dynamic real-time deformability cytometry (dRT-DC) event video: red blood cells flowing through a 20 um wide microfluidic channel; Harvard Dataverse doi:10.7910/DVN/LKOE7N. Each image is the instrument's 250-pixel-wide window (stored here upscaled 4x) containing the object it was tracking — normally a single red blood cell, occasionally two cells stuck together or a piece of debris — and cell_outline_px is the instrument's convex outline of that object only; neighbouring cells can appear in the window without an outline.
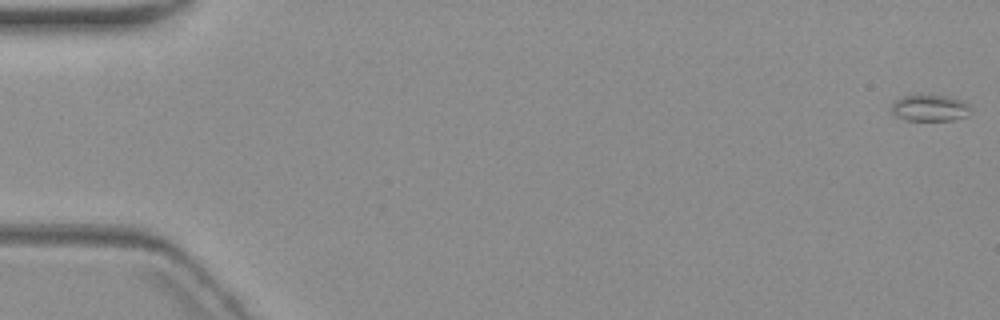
{"species": "common noctule bat (a hibernating species)", "species_latin": "Nyctalus noctula", "temperature_condition": "warm", "stored_images_in_passage": 8, "camera_frame_rate_fps": 3000, "um_per_image_px": 0.085, "animal": {"sex": "female", "body_mass_g": 19.3, "forearm_length_mm": 54.1}, "frame": {"image": 1, "passage_image": 1, "time_ms": 0.0, "image_size_px": [1000, 320], "cell_outline_px": [[972, 112], [968, 116], [952, 120], [904, 120], [892, 116], [892, 104], [896, 100], [904, 96], [916, 92], [944, 96], [960, 100], [968, 104], [972, 108]], "centroid_in_image_um": [79.01, 9.16], "position_along_channel_um": 6.0, "area_um2": 12.72}}
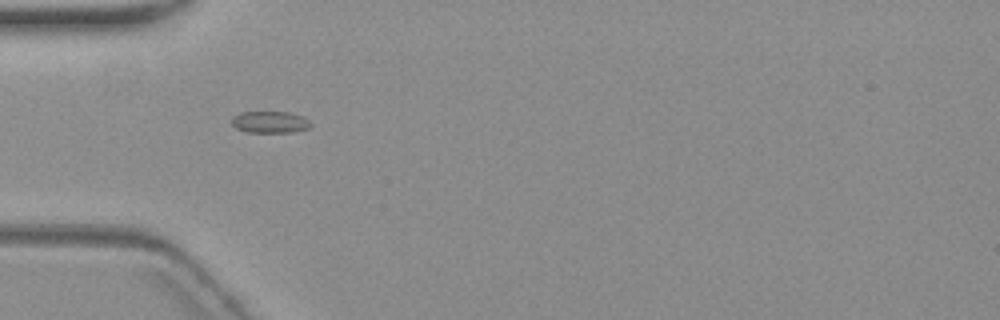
{"frame": {"image": 2, "passage_image": 6, "time_ms": 6.0, "image_size_px": [1000, 320], "cell_outline_px": [[312, 124], [308, 128], [292, 132], [244, 132], [236, 128], [232, 124], [232, 116], [240, 112], [288, 112], [304, 116]], "centroid_in_image_um": [22.93, 10.37], "position_along_channel_um": 62.1, "area_um2": 10.06}}
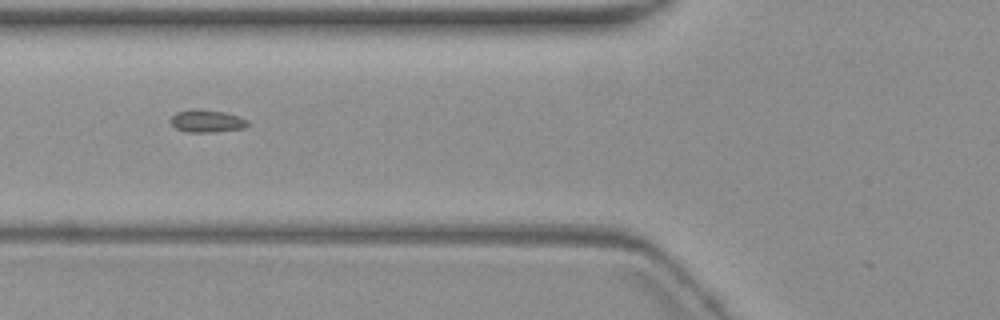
{"frame": {"image": 3, "passage_image": 7, "time_ms": 7.333, "image_size_px": [1000, 320], "cell_outline_px": [[248, 124], [244, 128], [212, 132], [188, 132], [176, 128], [168, 120], [176, 112], [192, 108], [200, 108], [224, 112], [248, 120]], "centroid_in_image_um": [17.53, 10.27], "position_along_channel_um": 108.3, "area_um2": 10.17}}